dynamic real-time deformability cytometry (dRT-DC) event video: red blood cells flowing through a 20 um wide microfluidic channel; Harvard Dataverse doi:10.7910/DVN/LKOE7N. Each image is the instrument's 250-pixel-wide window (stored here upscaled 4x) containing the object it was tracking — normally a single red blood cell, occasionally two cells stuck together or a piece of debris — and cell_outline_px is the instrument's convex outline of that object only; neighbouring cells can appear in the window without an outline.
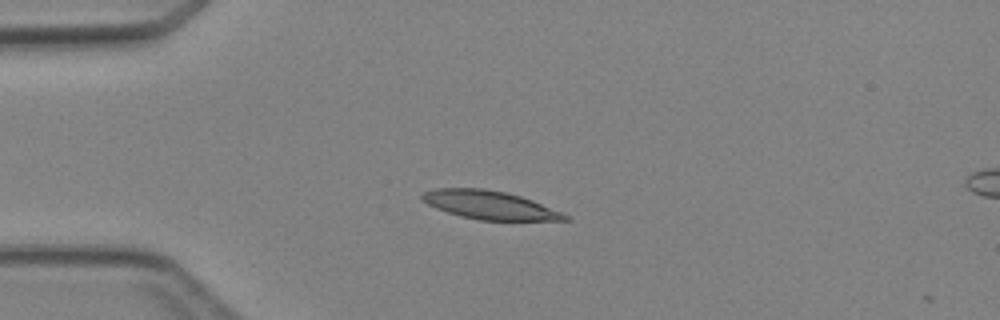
{"species": "Egyptian fruit bat (a non-hibernating species)", "species_latin": "Rousettus aegyptiacus", "temperature_condition": "cold", "stored_images_in_passage": 3, "camera_frame_rate_fps": 3000, "um_per_image_px": 0.085, "animal": {"sex": "female"}, "frame": {"image": 1, "passage_image": 2, "time_ms": 2.0, "image_size_px": [1000, 320], "cell_outline_px": [[572, 220], [480, 220], [460, 216], [436, 208], [428, 204], [420, 196], [424, 192], [432, 188], [484, 188], [504, 192], [520, 196], [532, 200], [560, 212], [568, 216]], "centroid_in_image_um": [41.58, 17.42], "position_along_channel_um": 43.4, "area_um2": 23.35}}